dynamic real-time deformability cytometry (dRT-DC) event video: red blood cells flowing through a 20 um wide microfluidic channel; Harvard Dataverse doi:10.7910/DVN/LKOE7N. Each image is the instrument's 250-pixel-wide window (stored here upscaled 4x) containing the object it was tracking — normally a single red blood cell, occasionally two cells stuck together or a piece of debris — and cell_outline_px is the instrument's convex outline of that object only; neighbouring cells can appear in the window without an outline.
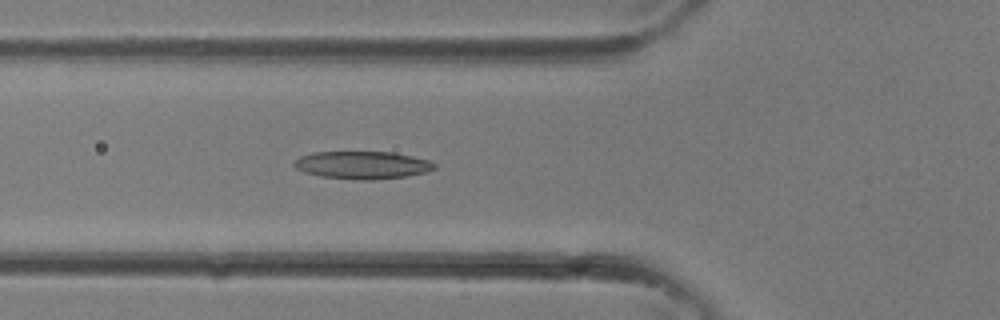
{"species": "common noctule bat (a hibernating species)", "species_latin": "Nyctalus noctula", "temperature_condition": "room temperature", "stored_images_in_passage": 29, "camera_frame_rate_fps": 3000, "um_per_image_px": 0.085, "animal": {"sex": "female"}, "frame": {"image": 1, "passage_image": 7, "time_ms": 2.0, "image_size_px": [1000, 320], "cell_outline_px": [[436, 168], [428, 172], [408, 176], [372, 180], [360, 180], [320, 176], [304, 172], [296, 168], [292, 164], [300, 156], [316, 152], [392, 152], [412, 156], [428, 160], [436, 164]], "centroid_in_image_um": [30.83, 14.03], "position_along_channel_um": 95.0, "area_um2": 22.66}}
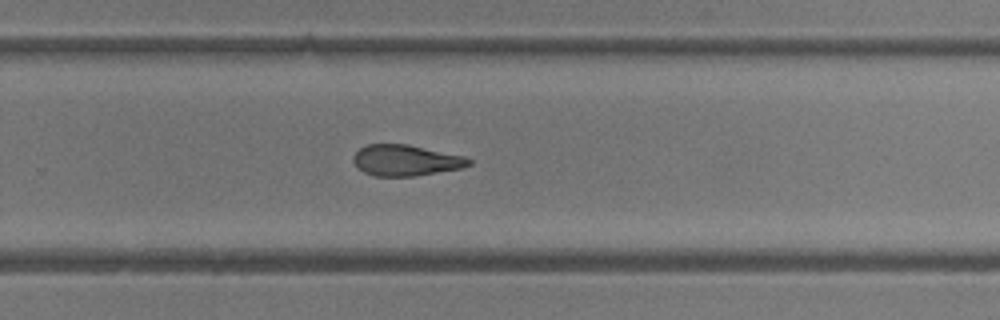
{"frame": {"image": 2, "passage_image": 17, "time_ms": 5.333, "image_size_px": [1000, 320], "cell_outline_px": [[472, 164], [464, 168], [416, 176], [372, 176], [356, 168], [352, 160], [352, 156], [360, 148], [368, 144], [408, 144], [464, 156], [472, 160]], "centroid_in_image_um": [34.48, 13.64], "position_along_channel_um": 295.3, "area_um2": 21.15}}
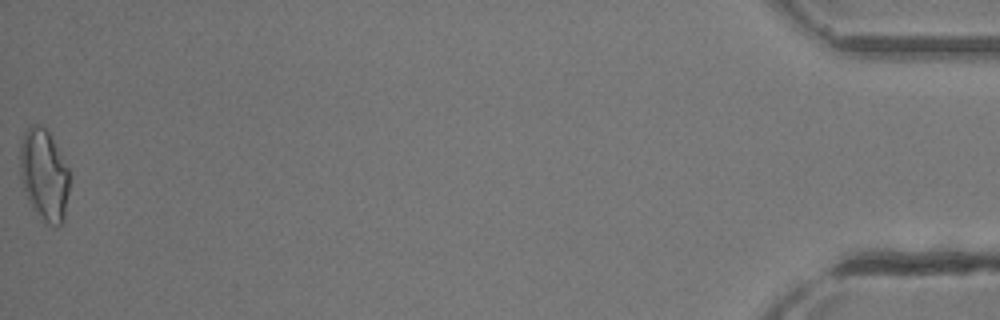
{"frame": {"image": 3, "passage_image": 29, "time_ms": 9.333, "image_size_px": [1000, 320], "cell_outline_px": [[72, 176], [64, 224], [56, 228], [52, 228], [44, 224], [32, 208], [24, 188], [20, 176], [20, 148], [24, 132], [32, 124], [36, 124], [44, 128], [48, 132], [68, 168]], "centroid_in_image_um": [3.8, 14.98], "position_along_channel_um": 431.4, "area_um2": 26.99}}